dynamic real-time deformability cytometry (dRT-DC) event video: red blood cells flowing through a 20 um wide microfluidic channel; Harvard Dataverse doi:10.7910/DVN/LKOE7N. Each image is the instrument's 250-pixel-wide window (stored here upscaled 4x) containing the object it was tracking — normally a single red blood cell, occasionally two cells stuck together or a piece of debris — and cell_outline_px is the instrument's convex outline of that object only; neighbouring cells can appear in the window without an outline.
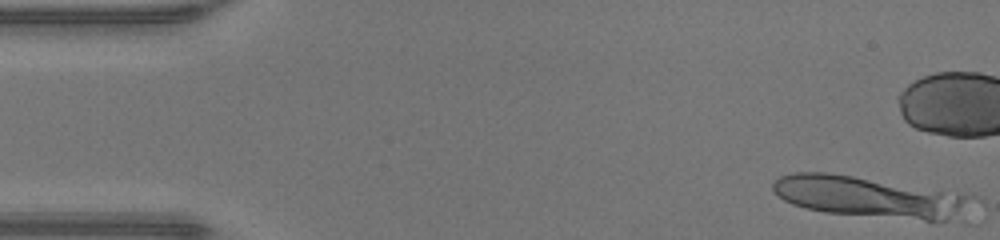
{"species": "human", "species_latin": "Homo sapiens", "temperature_condition": "warm", "stored_images_in_passage": 10, "camera_frame_rate_fps": 3000, "um_per_image_px": 0.085, "donor": {"sex": "male"}, "frame": {"image": 1, "passage_image": 1, "time_ms": 0.0, "image_size_px": [1000, 240], "cell_outline_px": [[972, 224], [968, 224], [824, 212], [792, 204], [784, 200], [772, 188], [772, 184], [780, 176], [792, 172], [828, 172], [956, 192], [972, 196]], "centroid_in_image_um": [74.18, 16.8], "position_along_channel_um": 10.8, "area_um2": 48.9}}